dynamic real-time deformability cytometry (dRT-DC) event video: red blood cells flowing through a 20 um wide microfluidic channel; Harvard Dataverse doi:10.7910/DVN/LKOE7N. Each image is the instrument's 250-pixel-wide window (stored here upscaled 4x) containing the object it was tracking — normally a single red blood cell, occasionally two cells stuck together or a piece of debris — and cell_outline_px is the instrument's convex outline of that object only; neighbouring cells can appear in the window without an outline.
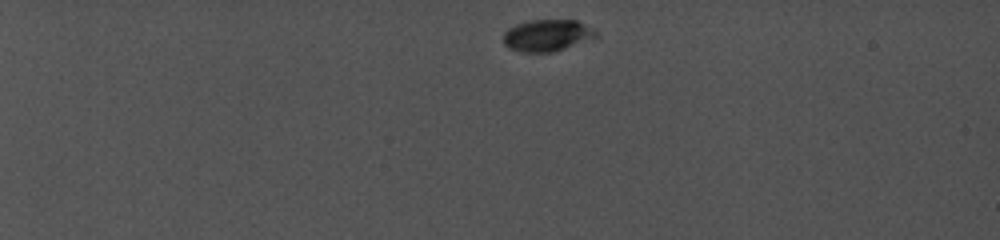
{"species": "common noctule bat (a hibernating species)", "species_latin": "Nyctalus noctula", "temperature_condition": "cold", "stored_images_in_passage": 29, "camera_frame_rate_fps": 5000, "um_per_image_px": 0.085, "animal": {"sex": "female", "body_mass_g": 19.0, "forearm_length_mm": 56.7}, "frame": {"image": 1, "passage_image": 1, "time_ms": 0.0, "image_size_px": [1000, 240], "cell_outline_px": [[596, 32], [552, 52], [528, 52], [512, 48], [504, 44], [504, 32], [508, 28], [516, 24], [528, 20], [576, 20]], "centroid_in_image_um": [46.32, 2.97], "position_along_channel_um": 38.7, "area_um2": 15.84}}
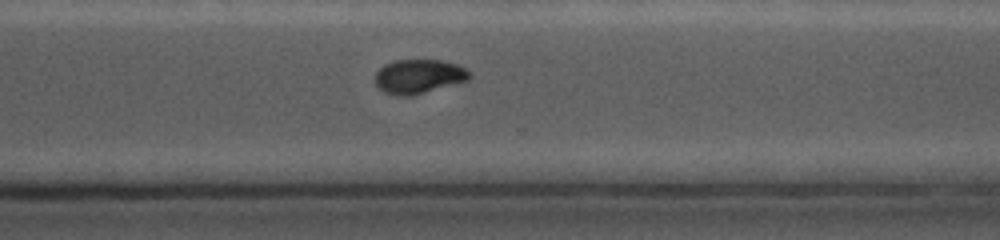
{"frame": {"image": 2, "passage_image": 24, "time_ms": 11.0, "image_size_px": [1000, 240], "cell_outline_px": [[472, 76], [468, 80], [412, 96], [400, 96], [384, 92], [376, 84], [376, 72], [384, 64], [396, 60], [440, 60], [456, 64], [472, 72]], "centroid_in_image_um": [35.61, 6.49], "position_along_channel_um": 335.0, "area_um2": 18.73}}
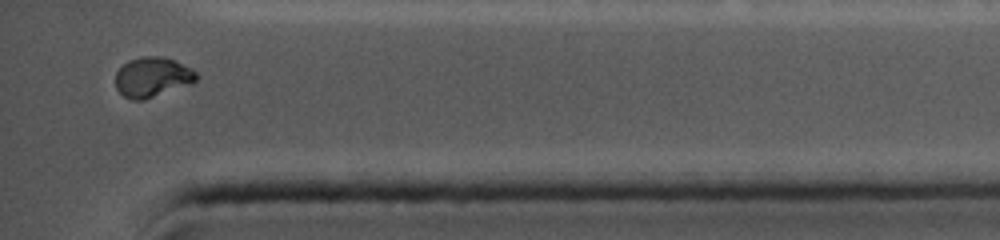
{"frame": {"image": 3, "passage_image": 29, "time_ms": 13.2, "image_size_px": [1000, 240], "cell_outline_px": [[200, 76], [192, 84], [144, 100], [132, 100], [124, 96], [116, 88], [116, 72], [128, 60], [144, 56], [160, 56], [172, 60], [196, 72]], "centroid_in_image_um": [12.94, 6.57], "position_along_channel_um": 422.3, "area_um2": 18.67}, "authors_computed_cell_mechanics": {"area_um2": 18.785, "velocity_mm_per_s": 3.9136, "shape_relaxation_time_tau1_ms": 2.7659, "shape_relaxation_time_tau2_ms": 4.3605, "deformation_change_tau1": 0.098, "deformation_change_tau2": 0.0396}}